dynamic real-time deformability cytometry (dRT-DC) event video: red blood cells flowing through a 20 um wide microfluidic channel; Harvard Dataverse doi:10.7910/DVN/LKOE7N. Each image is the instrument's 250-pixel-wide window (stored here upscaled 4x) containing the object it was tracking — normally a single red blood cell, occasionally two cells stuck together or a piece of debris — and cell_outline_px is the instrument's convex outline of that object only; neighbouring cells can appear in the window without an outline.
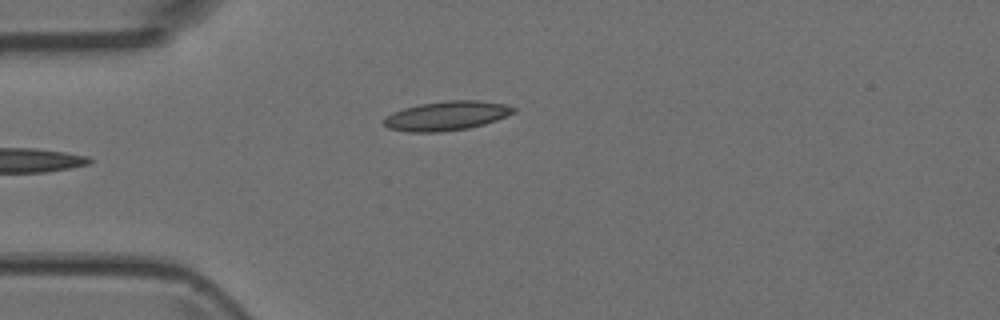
{"species": "Egyptian fruit bat (a non-hibernating species)", "species_latin": "Rousettus aegyptiacus", "temperature_condition": "room temperature", "stored_images_in_passage": 6, "camera_frame_rate_fps": 3000, "um_per_image_px": 0.085, "animal": {"sex": "female"}, "frame": {"image": 1, "passage_image": 4, "time_ms": 1.0, "image_size_px": [1000, 320], "cell_outline_px": [[516, 112], [496, 120], [484, 124], [468, 128], [440, 132], [408, 132], [388, 128], [384, 124], [384, 120], [392, 112], [404, 108], [420, 104], [448, 100], [480, 100], [504, 104], [516, 108]], "centroid_in_image_um": [37.98, 9.84], "position_along_channel_um": 47.0, "area_um2": 22.02}}
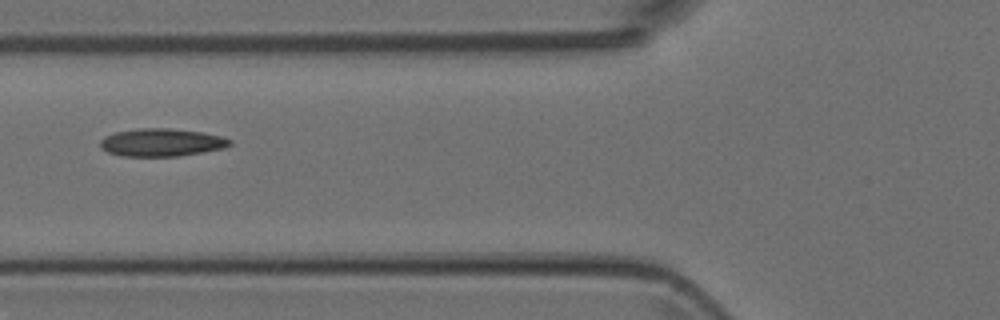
{"frame": {"image": 2, "passage_image": 6, "time_ms": 1.667, "image_size_px": [1000, 320], "cell_outline_px": [[232, 144], [224, 148], [204, 152], [176, 156], [124, 156], [108, 152], [100, 148], [100, 140], [104, 136], [116, 132], [140, 128], [168, 128], [204, 132], [220, 136], [232, 140]], "centroid_in_image_um": [13.74, 12.1], "position_along_channel_um": 112.1, "area_um2": 21.04}}